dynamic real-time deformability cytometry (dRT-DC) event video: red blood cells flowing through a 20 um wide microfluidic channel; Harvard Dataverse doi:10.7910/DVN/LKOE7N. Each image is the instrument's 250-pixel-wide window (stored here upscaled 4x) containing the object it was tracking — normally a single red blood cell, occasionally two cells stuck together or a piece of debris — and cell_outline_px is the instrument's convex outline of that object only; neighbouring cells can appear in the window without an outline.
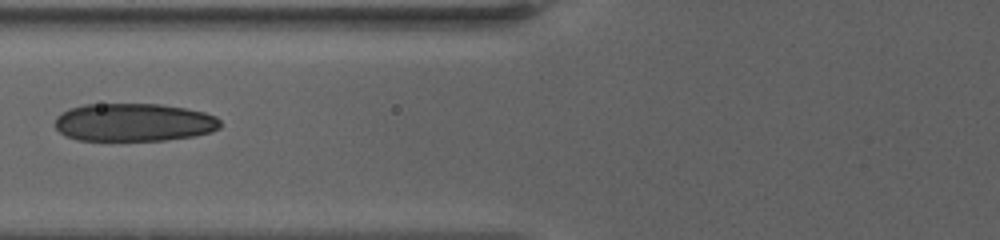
{"species": "human", "species_latin": "Homo sapiens", "temperature_condition": "warm", "stored_images_in_passage": 16, "camera_frame_rate_fps": 3000, "um_per_image_px": 0.085, "donor": {"sex": "female"}, "frame": {"image": 1, "passage_image": 12, "time_ms": 9.333, "image_size_px": [1000, 240], "cell_outline_px": [[220, 128], [212, 132], [196, 136], [164, 140], [80, 140], [64, 136], [56, 128], [56, 116], [68, 108], [84, 104], [160, 104], [184, 108], [204, 112], [216, 116], [220, 120]], "centroid_in_image_um": [11.38, 10.4], "position_along_channel_um": 114.4, "area_um2": 36.82}}